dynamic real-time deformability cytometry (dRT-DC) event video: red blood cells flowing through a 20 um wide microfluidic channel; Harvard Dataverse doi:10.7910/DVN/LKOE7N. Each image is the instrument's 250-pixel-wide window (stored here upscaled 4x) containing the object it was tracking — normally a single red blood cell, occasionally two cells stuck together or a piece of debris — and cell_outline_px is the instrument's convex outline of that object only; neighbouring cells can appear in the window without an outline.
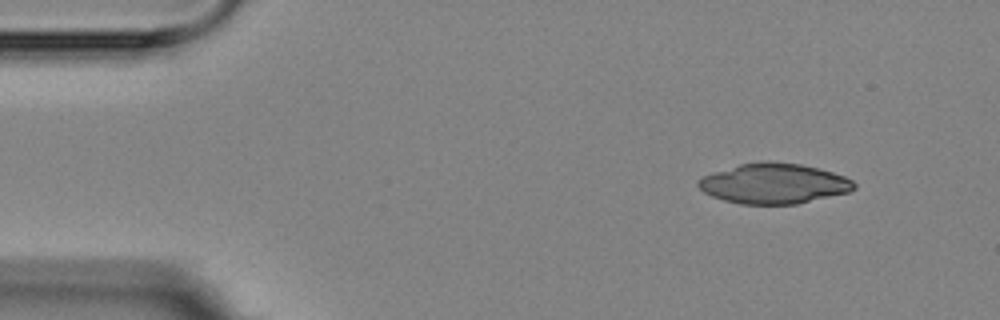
{"species": "Egyptian fruit bat (a non-hibernating species)", "species_latin": "Rousettus aegyptiacus", "temperature_condition": "room temperature", "stored_images_in_passage": 4, "camera_frame_rate_fps": 3000, "um_per_image_px": 0.085, "animal": {"sex": "female"}, "frame": {"image": 1, "passage_image": 1, "time_ms": 0.0, "image_size_px": [1000, 320], "cell_outline_px": [[856, 188], [848, 192], [796, 204], [740, 204], [724, 200], [712, 196], [704, 192], [696, 184], [696, 180], [712, 172], [740, 164], [800, 164], [832, 172], [844, 176], [852, 180], [856, 184]], "centroid_in_image_um": [65.76, 15.64], "position_along_channel_um": 19.2, "area_um2": 35.6}}